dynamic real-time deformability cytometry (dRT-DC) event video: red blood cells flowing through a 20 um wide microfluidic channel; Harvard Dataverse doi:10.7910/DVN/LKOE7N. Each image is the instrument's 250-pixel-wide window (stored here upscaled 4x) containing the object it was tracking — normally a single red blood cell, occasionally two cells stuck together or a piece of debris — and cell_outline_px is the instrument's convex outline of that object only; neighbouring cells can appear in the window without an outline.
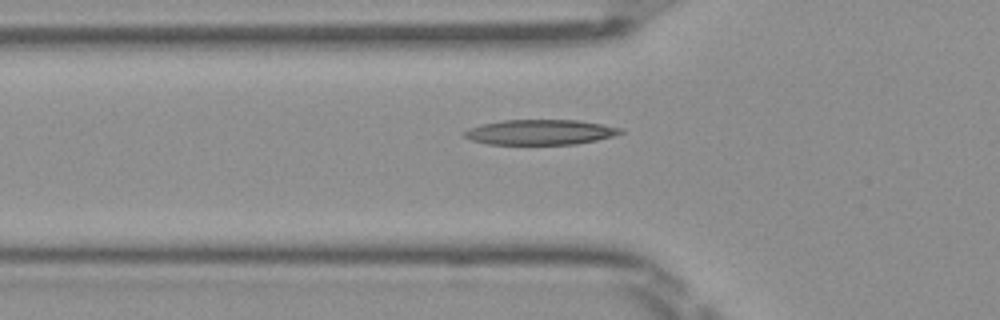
{"species": "Egyptian fruit bat (a non-hibernating species)", "species_latin": "Rousettus aegyptiacus", "temperature_condition": "room temperature", "stored_images_in_passage": 46, "camera_frame_rate_fps": 3000, "um_per_image_px": 0.085, "frame": {"image": 1, "passage_image": 17, "time_ms": 5.333, "image_size_px": [1000, 320], "cell_outline_px": [[624, 132], [612, 136], [596, 140], [576, 144], [488, 144], [472, 140], [464, 136], [464, 132], [468, 128], [480, 124], [500, 120], [576, 120], [624, 128]], "centroid_in_image_um": [45.9, 11.23], "position_along_channel_um": 79.9, "area_um2": 22.83}}
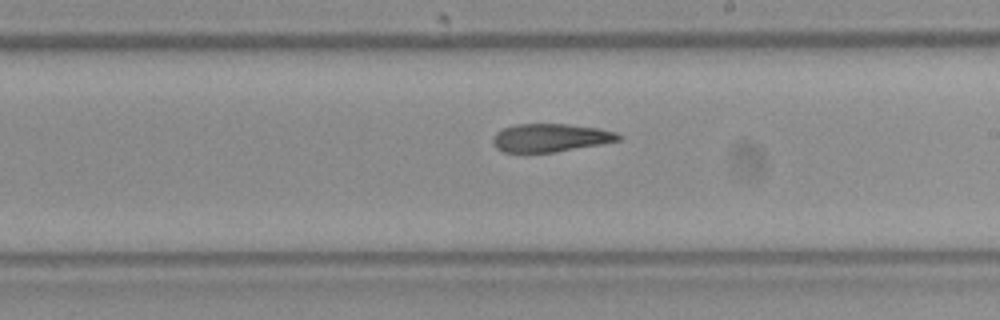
{"frame": {"image": 2, "passage_image": 29, "time_ms": 9.333, "image_size_px": [1000, 320], "cell_outline_px": [[624, 136], [620, 140], [600, 144], [552, 152], [504, 152], [496, 148], [492, 140], [496, 132], [504, 128], [516, 124], [568, 124], [600, 128], [616, 132]], "centroid_in_image_um": [46.8, 11.7], "position_along_channel_um": 242.2, "area_um2": 20.52}}
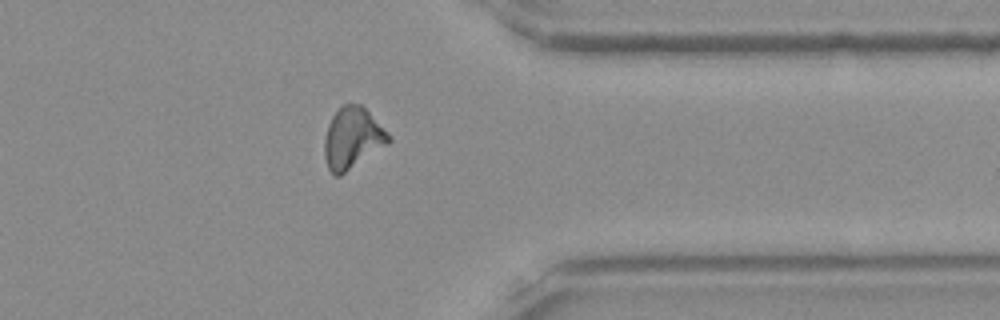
{"frame": {"image": 3, "passage_image": 40, "time_ms": 13.0, "image_size_px": [1000, 320], "cell_outline_px": [[392, 140], [388, 144], [340, 176], [336, 176], [328, 168], [324, 156], [324, 140], [328, 124], [332, 116], [344, 104], [360, 104], [392, 136]], "centroid_in_image_um": [29.96, 11.76], "position_along_channel_um": 381.4, "area_um2": 22.72}, "authors_computed_cell_mechanics": {"area_um2": 22.2819, "velocity_mm_per_s": 4.0319, "shape_relaxation_time_tau1_ms": null, "shape_relaxation_time_tau2_ms": 4.8527, "deformation_change_tau1": null, "deformation_change_tau2": 0.1576}}